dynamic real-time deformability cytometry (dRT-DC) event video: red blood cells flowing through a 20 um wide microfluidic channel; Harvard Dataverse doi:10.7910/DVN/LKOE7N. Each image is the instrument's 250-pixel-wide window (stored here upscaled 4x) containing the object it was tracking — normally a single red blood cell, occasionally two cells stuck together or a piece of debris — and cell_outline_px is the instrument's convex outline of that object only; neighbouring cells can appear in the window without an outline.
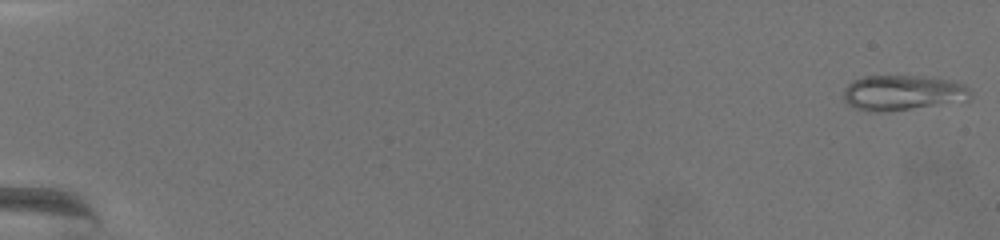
{"species": "common noctule bat (a hibernating species)", "species_latin": "Nyctalus noctula", "temperature_condition": "warm", "stored_images_in_passage": 73, "camera_frame_rate_fps": 3000, "um_per_image_px": 0.085, "animal": {"sex": "female", "body_mass_g": 19.5, "forearm_length_mm": 54.1}, "frame": {"image": 1, "passage_image": 1, "time_ms": 0.0, "image_size_px": [1000, 240], "cell_outline_px": [[972, 96], [968, 104], [884, 112], [868, 112], [856, 108], [848, 104], [844, 100], [844, 88], [852, 80], [864, 76], [924, 76], [948, 80], [964, 84], [972, 92]], "centroid_in_image_um": [76.86, 7.93], "position_along_channel_um": 8.1, "area_um2": 27.34}}
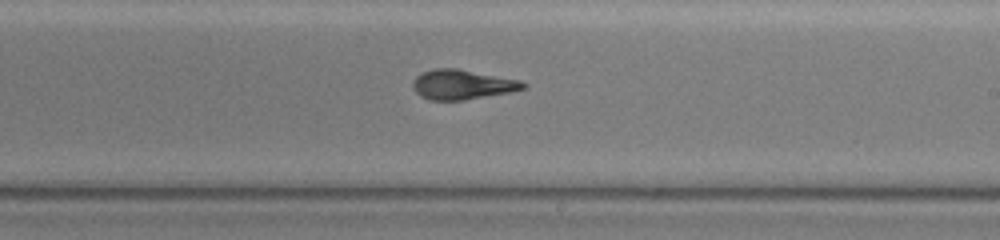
{"frame": {"image": 2, "passage_image": 46, "time_ms": 15.0, "image_size_px": [1000, 240], "cell_outline_px": [[528, 84], [524, 88], [512, 92], [464, 100], [428, 100], [420, 96], [412, 88], [412, 80], [416, 76], [424, 72], [436, 68], [456, 68], [520, 80]], "centroid_in_image_um": [39.28, 7.19], "position_along_channel_um": 249.7, "area_um2": 19.19}}
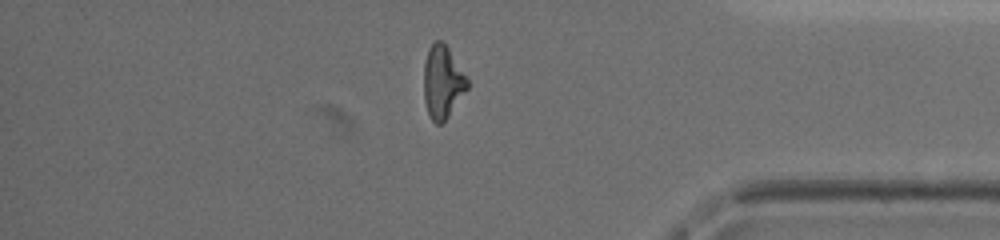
{"frame": {"image": 3, "passage_image": 63, "time_ms": 20.667, "image_size_px": [1000, 240], "cell_outline_px": [[468, 88], [448, 116], [440, 124], [436, 124], [428, 116], [424, 100], [424, 64], [428, 48], [436, 40], [440, 40], [448, 48], [468, 80]], "centroid_in_image_um": [37.59, 6.99], "position_along_channel_um": 397.6, "area_um2": 18.21}, "authors_computed_cell_mechanics": {"area_um2": 19.3052, "velocity_mm_per_s": 2.9565, "shape_relaxation_time_tau1_ms": null, "shape_relaxation_time_tau2_ms": 1.8928, "deformation_change_tau1": null, "deformation_change_tau2": 0.0909}}